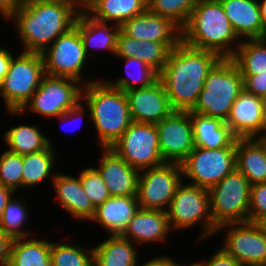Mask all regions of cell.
Instances as JSON below:
<instances>
[{
    "label": "cell",
    "mask_w": 266,
    "mask_h": 266,
    "mask_svg": "<svg viewBox=\"0 0 266 266\" xmlns=\"http://www.w3.org/2000/svg\"><path fill=\"white\" fill-rule=\"evenodd\" d=\"M52 266H93L94 248L85 250L81 246L51 242Z\"/></svg>",
    "instance_id": "cell-35"
},
{
    "label": "cell",
    "mask_w": 266,
    "mask_h": 266,
    "mask_svg": "<svg viewBox=\"0 0 266 266\" xmlns=\"http://www.w3.org/2000/svg\"><path fill=\"white\" fill-rule=\"evenodd\" d=\"M84 84L80 85L82 100L87 104L100 145L110 148L132 122L127 96L103 80H90Z\"/></svg>",
    "instance_id": "cell-3"
},
{
    "label": "cell",
    "mask_w": 266,
    "mask_h": 266,
    "mask_svg": "<svg viewBox=\"0 0 266 266\" xmlns=\"http://www.w3.org/2000/svg\"><path fill=\"white\" fill-rule=\"evenodd\" d=\"M182 182L168 208V222L171 230L192 227L198 222L203 227L202 240L217 233L211 211L209 191L207 188Z\"/></svg>",
    "instance_id": "cell-8"
},
{
    "label": "cell",
    "mask_w": 266,
    "mask_h": 266,
    "mask_svg": "<svg viewBox=\"0 0 266 266\" xmlns=\"http://www.w3.org/2000/svg\"><path fill=\"white\" fill-rule=\"evenodd\" d=\"M244 90L266 100V72L256 75H241Z\"/></svg>",
    "instance_id": "cell-41"
},
{
    "label": "cell",
    "mask_w": 266,
    "mask_h": 266,
    "mask_svg": "<svg viewBox=\"0 0 266 266\" xmlns=\"http://www.w3.org/2000/svg\"><path fill=\"white\" fill-rule=\"evenodd\" d=\"M3 139L9 148L8 151L19 155L36 153L52 145V142L40 133L35 125L22 124L12 127L4 133Z\"/></svg>",
    "instance_id": "cell-31"
},
{
    "label": "cell",
    "mask_w": 266,
    "mask_h": 266,
    "mask_svg": "<svg viewBox=\"0 0 266 266\" xmlns=\"http://www.w3.org/2000/svg\"><path fill=\"white\" fill-rule=\"evenodd\" d=\"M99 167L95 168L111 196H136L140 171L134 169L111 148H103Z\"/></svg>",
    "instance_id": "cell-19"
},
{
    "label": "cell",
    "mask_w": 266,
    "mask_h": 266,
    "mask_svg": "<svg viewBox=\"0 0 266 266\" xmlns=\"http://www.w3.org/2000/svg\"><path fill=\"white\" fill-rule=\"evenodd\" d=\"M266 217V182L255 183L250 188L248 221L258 222Z\"/></svg>",
    "instance_id": "cell-40"
},
{
    "label": "cell",
    "mask_w": 266,
    "mask_h": 266,
    "mask_svg": "<svg viewBox=\"0 0 266 266\" xmlns=\"http://www.w3.org/2000/svg\"><path fill=\"white\" fill-rule=\"evenodd\" d=\"M50 145L47 149L23 155V188L39 184L52 176V168L56 161L55 149Z\"/></svg>",
    "instance_id": "cell-33"
},
{
    "label": "cell",
    "mask_w": 266,
    "mask_h": 266,
    "mask_svg": "<svg viewBox=\"0 0 266 266\" xmlns=\"http://www.w3.org/2000/svg\"><path fill=\"white\" fill-rule=\"evenodd\" d=\"M123 59L126 62L125 69L127 76H121L115 81L107 80L111 86L126 92L132 89L150 86L159 79V73L141 59L135 57L122 58V60ZM132 66L134 68L137 66V70L134 71H137L138 74L130 71L133 68ZM138 82L140 84L139 86H136V83L138 85Z\"/></svg>",
    "instance_id": "cell-34"
},
{
    "label": "cell",
    "mask_w": 266,
    "mask_h": 266,
    "mask_svg": "<svg viewBox=\"0 0 266 266\" xmlns=\"http://www.w3.org/2000/svg\"><path fill=\"white\" fill-rule=\"evenodd\" d=\"M202 266H242L233 256L227 254L222 248L210 259L199 262Z\"/></svg>",
    "instance_id": "cell-42"
},
{
    "label": "cell",
    "mask_w": 266,
    "mask_h": 266,
    "mask_svg": "<svg viewBox=\"0 0 266 266\" xmlns=\"http://www.w3.org/2000/svg\"><path fill=\"white\" fill-rule=\"evenodd\" d=\"M225 123L237 138H265L266 100L243 90Z\"/></svg>",
    "instance_id": "cell-16"
},
{
    "label": "cell",
    "mask_w": 266,
    "mask_h": 266,
    "mask_svg": "<svg viewBox=\"0 0 266 266\" xmlns=\"http://www.w3.org/2000/svg\"><path fill=\"white\" fill-rule=\"evenodd\" d=\"M258 2L261 22L263 25V38H266V0H263L262 2L258 0Z\"/></svg>",
    "instance_id": "cell-50"
},
{
    "label": "cell",
    "mask_w": 266,
    "mask_h": 266,
    "mask_svg": "<svg viewBox=\"0 0 266 266\" xmlns=\"http://www.w3.org/2000/svg\"><path fill=\"white\" fill-rule=\"evenodd\" d=\"M175 266H186L176 262ZM190 266H202L199 262L192 263Z\"/></svg>",
    "instance_id": "cell-52"
},
{
    "label": "cell",
    "mask_w": 266,
    "mask_h": 266,
    "mask_svg": "<svg viewBox=\"0 0 266 266\" xmlns=\"http://www.w3.org/2000/svg\"><path fill=\"white\" fill-rule=\"evenodd\" d=\"M45 75L41 53L23 51L16 59L12 56L8 71L0 82L7 111H20L32 98Z\"/></svg>",
    "instance_id": "cell-6"
},
{
    "label": "cell",
    "mask_w": 266,
    "mask_h": 266,
    "mask_svg": "<svg viewBox=\"0 0 266 266\" xmlns=\"http://www.w3.org/2000/svg\"><path fill=\"white\" fill-rule=\"evenodd\" d=\"M200 0H148V10L169 18L181 29Z\"/></svg>",
    "instance_id": "cell-36"
},
{
    "label": "cell",
    "mask_w": 266,
    "mask_h": 266,
    "mask_svg": "<svg viewBox=\"0 0 266 266\" xmlns=\"http://www.w3.org/2000/svg\"><path fill=\"white\" fill-rule=\"evenodd\" d=\"M228 227V228H227ZM227 229L222 249L242 266H266V235L257 222L225 223L217 232Z\"/></svg>",
    "instance_id": "cell-14"
},
{
    "label": "cell",
    "mask_w": 266,
    "mask_h": 266,
    "mask_svg": "<svg viewBox=\"0 0 266 266\" xmlns=\"http://www.w3.org/2000/svg\"><path fill=\"white\" fill-rule=\"evenodd\" d=\"M244 90L243 78L231 58H221L209 71L191 112L226 122L233 102Z\"/></svg>",
    "instance_id": "cell-5"
},
{
    "label": "cell",
    "mask_w": 266,
    "mask_h": 266,
    "mask_svg": "<svg viewBox=\"0 0 266 266\" xmlns=\"http://www.w3.org/2000/svg\"><path fill=\"white\" fill-rule=\"evenodd\" d=\"M125 94L134 122L157 124L173 111L160 79L150 86L132 89Z\"/></svg>",
    "instance_id": "cell-18"
},
{
    "label": "cell",
    "mask_w": 266,
    "mask_h": 266,
    "mask_svg": "<svg viewBox=\"0 0 266 266\" xmlns=\"http://www.w3.org/2000/svg\"><path fill=\"white\" fill-rule=\"evenodd\" d=\"M14 191L10 188L4 187L0 183V219L3 213L5 206L7 205L8 201L11 199L12 195H14Z\"/></svg>",
    "instance_id": "cell-49"
},
{
    "label": "cell",
    "mask_w": 266,
    "mask_h": 266,
    "mask_svg": "<svg viewBox=\"0 0 266 266\" xmlns=\"http://www.w3.org/2000/svg\"><path fill=\"white\" fill-rule=\"evenodd\" d=\"M23 155L8 150L0 156V183L14 192L23 187Z\"/></svg>",
    "instance_id": "cell-38"
},
{
    "label": "cell",
    "mask_w": 266,
    "mask_h": 266,
    "mask_svg": "<svg viewBox=\"0 0 266 266\" xmlns=\"http://www.w3.org/2000/svg\"><path fill=\"white\" fill-rule=\"evenodd\" d=\"M176 261L173 259L167 257V256H162V257H157L149 260L148 262H145L143 265H139L137 263L136 266H175Z\"/></svg>",
    "instance_id": "cell-48"
},
{
    "label": "cell",
    "mask_w": 266,
    "mask_h": 266,
    "mask_svg": "<svg viewBox=\"0 0 266 266\" xmlns=\"http://www.w3.org/2000/svg\"><path fill=\"white\" fill-rule=\"evenodd\" d=\"M41 55L45 74L81 81L87 55L75 26L59 36Z\"/></svg>",
    "instance_id": "cell-13"
},
{
    "label": "cell",
    "mask_w": 266,
    "mask_h": 266,
    "mask_svg": "<svg viewBox=\"0 0 266 266\" xmlns=\"http://www.w3.org/2000/svg\"><path fill=\"white\" fill-rule=\"evenodd\" d=\"M77 16L71 0H26L11 18L23 50L42 53L74 27Z\"/></svg>",
    "instance_id": "cell-2"
},
{
    "label": "cell",
    "mask_w": 266,
    "mask_h": 266,
    "mask_svg": "<svg viewBox=\"0 0 266 266\" xmlns=\"http://www.w3.org/2000/svg\"><path fill=\"white\" fill-rule=\"evenodd\" d=\"M221 59L212 51L190 47L182 41L170 51L159 73L173 111H191L209 71Z\"/></svg>",
    "instance_id": "cell-1"
},
{
    "label": "cell",
    "mask_w": 266,
    "mask_h": 266,
    "mask_svg": "<svg viewBox=\"0 0 266 266\" xmlns=\"http://www.w3.org/2000/svg\"><path fill=\"white\" fill-rule=\"evenodd\" d=\"M139 208L136 196H111L95 209L90 221L98 222L112 235H121Z\"/></svg>",
    "instance_id": "cell-22"
},
{
    "label": "cell",
    "mask_w": 266,
    "mask_h": 266,
    "mask_svg": "<svg viewBox=\"0 0 266 266\" xmlns=\"http://www.w3.org/2000/svg\"><path fill=\"white\" fill-rule=\"evenodd\" d=\"M164 162L181 164L194 149V136L188 111H172L156 124Z\"/></svg>",
    "instance_id": "cell-15"
},
{
    "label": "cell",
    "mask_w": 266,
    "mask_h": 266,
    "mask_svg": "<svg viewBox=\"0 0 266 266\" xmlns=\"http://www.w3.org/2000/svg\"><path fill=\"white\" fill-rule=\"evenodd\" d=\"M52 176V184L62 209L80 220H91L95 213L90 199L85 194L80 176L78 178L66 174Z\"/></svg>",
    "instance_id": "cell-21"
},
{
    "label": "cell",
    "mask_w": 266,
    "mask_h": 266,
    "mask_svg": "<svg viewBox=\"0 0 266 266\" xmlns=\"http://www.w3.org/2000/svg\"><path fill=\"white\" fill-rule=\"evenodd\" d=\"M79 176L83 190L95 209L111 197L105 182L95 168H85Z\"/></svg>",
    "instance_id": "cell-39"
},
{
    "label": "cell",
    "mask_w": 266,
    "mask_h": 266,
    "mask_svg": "<svg viewBox=\"0 0 266 266\" xmlns=\"http://www.w3.org/2000/svg\"><path fill=\"white\" fill-rule=\"evenodd\" d=\"M51 242L27 237L15 239L6 266H52Z\"/></svg>",
    "instance_id": "cell-30"
},
{
    "label": "cell",
    "mask_w": 266,
    "mask_h": 266,
    "mask_svg": "<svg viewBox=\"0 0 266 266\" xmlns=\"http://www.w3.org/2000/svg\"><path fill=\"white\" fill-rule=\"evenodd\" d=\"M239 41L219 0H200L182 28V42L190 47L209 50L221 58H231ZM231 44V45H230Z\"/></svg>",
    "instance_id": "cell-4"
},
{
    "label": "cell",
    "mask_w": 266,
    "mask_h": 266,
    "mask_svg": "<svg viewBox=\"0 0 266 266\" xmlns=\"http://www.w3.org/2000/svg\"><path fill=\"white\" fill-rule=\"evenodd\" d=\"M26 206L22 199H14V196L5 206L1 219L0 229L8 236L14 239L28 237L29 232L21 230L25 222H27Z\"/></svg>",
    "instance_id": "cell-37"
},
{
    "label": "cell",
    "mask_w": 266,
    "mask_h": 266,
    "mask_svg": "<svg viewBox=\"0 0 266 266\" xmlns=\"http://www.w3.org/2000/svg\"><path fill=\"white\" fill-rule=\"evenodd\" d=\"M24 0H0V13L5 18L11 19L13 14L22 6Z\"/></svg>",
    "instance_id": "cell-44"
},
{
    "label": "cell",
    "mask_w": 266,
    "mask_h": 266,
    "mask_svg": "<svg viewBox=\"0 0 266 266\" xmlns=\"http://www.w3.org/2000/svg\"><path fill=\"white\" fill-rule=\"evenodd\" d=\"M141 171L136 195L140 208L167 211L178 186L183 182L181 164L165 162Z\"/></svg>",
    "instance_id": "cell-12"
},
{
    "label": "cell",
    "mask_w": 266,
    "mask_h": 266,
    "mask_svg": "<svg viewBox=\"0 0 266 266\" xmlns=\"http://www.w3.org/2000/svg\"><path fill=\"white\" fill-rule=\"evenodd\" d=\"M181 166L189 184L209 189L236 168V140L218 149L194 146Z\"/></svg>",
    "instance_id": "cell-11"
},
{
    "label": "cell",
    "mask_w": 266,
    "mask_h": 266,
    "mask_svg": "<svg viewBox=\"0 0 266 266\" xmlns=\"http://www.w3.org/2000/svg\"><path fill=\"white\" fill-rule=\"evenodd\" d=\"M110 148L138 171L165 163L160 152L156 124L132 121Z\"/></svg>",
    "instance_id": "cell-9"
},
{
    "label": "cell",
    "mask_w": 266,
    "mask_h": 266,
    "mask_svg": "<svg viewBox=\"0 0 266 266\" xmlns=\"http://www.w3.org/2000/svg\"><path fill=\"white\" fill-rule=\"evenodd\" d=\"M170 230L166 211L139 208L121 236L140 245L153 241L162 242Z\"/></svg>",
    "instance_id": "cell-20"
},
{
    "label": "cell",
    "mask_w": 266,
    "mask_h": 266,
    "mask_svg": "<svg viewBox=\"0 0 266 266\" xmlns=\"http://www.w3.org/2000/svg\"><path fill=\"white\" fill-rule=\"evenodd\" d=\"M132 243L121 235H111L94 247L93 266H136L138 251Z\"/></svg>",
    "instance_id": "cell-28"
},
{
    "label": "cell",
    "mask_w": 266,
    "mask_h": 266,
    "mask_svg": "<svg viewBox=\"0 0 266 266\" xmlns=\"http://www.w3.org/2000/svg\"><path fill=\"white\" fill-rule=\"evenodd\" d=\"M12 59V54L6 48H1L0 46V82L5 77L10 61Z\"/></svg>",
    "instance_id": "cell-46"
},
{
    "label": "cell",
    "mask_w": 266,
    "mask_h": 266,
    "mask_svg": "<svg viewBox=\"0 0 266 266\" xmlns=\"http://www.w3.org/2000/svg\"><path fill=\"white\" fill-rule=\"evenodd\" d=\"M232 29L240 38H263L258 0H219Z\"/></svg>",
    "instance_id": "cell-23"
},
{
    "label": "cell",
    "mask_w": 266,
    "mask_h": 266,
    "mask_svg": "<svg viewBox=\"0 0 266 266\" xmlns=\"http://www.w3.org/2000/svg\"><path fill=\"white\" fill-rule=\"evenodd\" d=\"M188 112L192 123L194 146L218 149L230 146L237 139L229 126L221 119Z\"/></svg>",
    "instance_id": "cell-25"
},
{
    "label": "cell",
    "mask_w": 266,
    "mask_h": 266,
    "mask_svg": "<svg viewBox=\"0 0 266 266\" xmlns=\"http://www.w3.org/2000/svg\"><path fill=\"white\" fill-rule=\"evenodd\" d=\"M81 82L70 78L50 76L45 74L32 98L20 111H8L12 116L25 110L45 117H58L74 107L82 100Z\"/></svg>",
    "instance_id": "cell-10"
},
{
    "label": "cell",
    "mask_w": 266,
    "mask_h": 266,
    "mask_svg": "<svg viewBox=\"0 0 266 266\" xmlns=\"http://www.w3.org/2000/svg\"><path fill=\"white\" fill-rule=\"evenodd\" d=\"M74 26L79 30L86 55H89L91 48L105 49L115 55L120 25L108 27V23L96 21L87 14H79Z\"/></svg>",
    "instance_id": "cell-27"
},
{
    "label": "cell",
    "mask_w": 266,
    "mask_h": 266,
    "mask_svg": "<svg viewBox=\"0 0 266 266\" xmlns=\"http://www.w3.org/2000/svg\"><path fill=\"white\" fill-rule=\"evenodd\" d=\"M231 59L241 75H256L266 72V38L238 42Z\"/></svg>",
    "instance_id": "cell-32"
},
{
    "label": "cell",
    "mask_w": 266,
    "mask_h": 266,
    "mask_svg": "<svg viewBox=\"0 0 266 266\" xmlns=\"http://www.w3.org/2000/svg\"><path fill=\"white\" fill-rule=\"evenodd\" d=\"M236 168L251 185L266 182V139L237 138Z\"/></svg>",
    "instance_id": "cell-24"
},
{
    "label": "cell",
    "mask_w": 266,
    "mask_h": 266,
    "mask_svg": "<svg viewBox=\"0 0 266 266\" xmlns=\"http://www.w3.org/2000/svg\"><path fill=\"white\" fill-rule=\"evenodd\" d=\"M170 51L171 49L165 43L136 40L120 31L115 56L139 58L160 73L168 60Z\"/></svg>",
    "instance_id": "cell-26"
},
{
    "label": "cell",
    "mask_w": 266,
    "mask_h": 266,
    "mask_svg": "<svg viewBox=\"0 0 266 266\" xmlns=\"http://www.w3.org/2000/svg\"><path fill=\"white\" fill-rule=\"evenodd\" d=\"M251 184L235 168L220 182L208 189L210 211L214 224L248 221Z\"/></svg>",
    "instance_id": "cell-7"
},
{
    "label": "cell",
    "mask_w": 266,
    "mask_h": 266,
    "mask_svg": "<svg viewBox=\"0 0 266 266\" xmlns=\"http://www.w3.org/2000/svg\"><path fill=\"white\" fill-rule=\"evenodd\" d=\"M120 27L130 38L165 43L171 50L182 41V29L178 25L148 9L125 21Z\"/></svg>",
    "instance_id": "cell-17"
},
{
    "label": "cell",
    "mask_w": 266,
    "mask_h": 266,
    "mask_svg": "<svg viewBox=\"0 0 266 266\" xmlns=\"http://www.w3.org/2000/svg\"><path fill=\"white\" fill-rule=\"evenodd\" d=\"M257 223L260 226V228L262 229L263 233L266 235V217L262 218Z\"/></svg>",
    "instance_id": "cell-51"
},
{
    "label": "cell",
    "mask_w": 266,
    "mask_h": 266,
    "mask_svg": "<svg viewBox=\"0 0 266 266\" xmlns=\"http://www.w3.org/2000/svg\"><path fill=\"white\" fill-rule=\"evenodd\" d=\"M80 100L74 107H72L70 110L66 111L65 113L61 114L60 116L56 117L58 119H61V122H69V121H75V119L80 120L83 118L84 114L86 113L83 107V103ZM64 123V124H65ZM70 123V122H69Z\"/></svg>",
    "instance_id": "cell-45"
},
{
    "label": "cell",
    "mask_w": 266,
    "mask_h": 266,
    "mask_svg": "<svg viewBox=\"0 0 266 266\" xmlns=\"http://www.w3.org/2000/svg\"><path fill=\"white\" fill-rule=\"evenodd\" d=\"M148 9V0H101L87 15L92 19L116 25L137 16Z\"/></svg>",
    "instance_id": "cell-29"
},
{
    "label": "cell",
    "mask_w": 266,
    "mask_h": 266,
    "mask_svg": "<svg viewBox=\"0 0 266 266\" xmlns=\"http://www.w3.org/2000/svg\"><path fill=\"white\" fill-rule=\"evenodd\" d=\"M78 15L87 14L101 0H71ZM78 6V8H77ZM81 8H80V7ZM80 8V9H79Z\"/></svg>",
    "instance_id": "cell-47"
},
{
    "label": "cell",
    "mask_w": 266,
    "mask_h": 266,
    "mask_svg": "<svg viewBox=\"0 0 266 266\" xmlns=\"http://www.w3.org/2000/svg\"><path fill=\"white\" fill-rule=\"evenodd\" d=\"M14 240L0 229V266H6L9 263Z\"/></svg>",
    "instance_id": "cell-43"
}]
</instances>
